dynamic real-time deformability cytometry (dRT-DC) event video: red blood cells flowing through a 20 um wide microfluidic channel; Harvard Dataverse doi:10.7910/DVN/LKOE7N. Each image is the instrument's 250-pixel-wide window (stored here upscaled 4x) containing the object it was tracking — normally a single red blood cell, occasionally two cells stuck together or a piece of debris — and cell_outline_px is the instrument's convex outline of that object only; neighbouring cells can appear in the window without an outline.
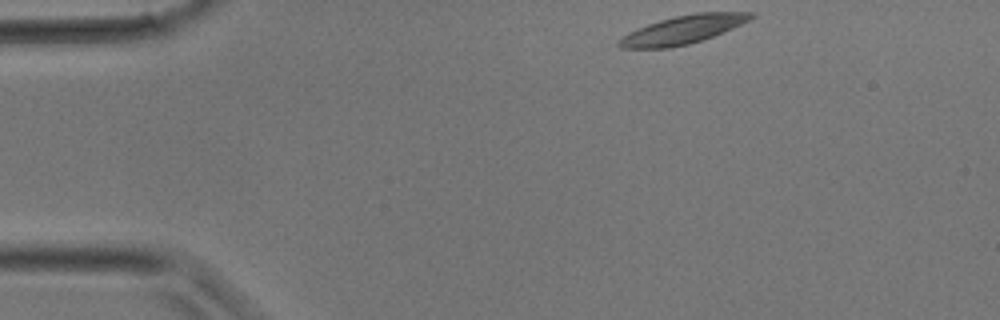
{"species": "common noctule bat (a hibernating species)", "species_latin": "Nyctalus noctula", "temperature_condition": "room temperature", "stored_images_in_passage": 28, "camera_frame_rate_fps": 3000, "um_per_image_px": 0.085, "animal": {"sex": "male", "body_mass_g": 17.9}, "frame": {"image": 1, "passage_image": 1, "time_ms": 0.0, "image_size_px": [1000, 320], "cell_outline_px": [[756, 16], [732, 28], [712, 36], [688, 44], [672, 48], [620, 48], [616, 44], [616, 40], [628, 32], [648, 24], [660, 20], [676, 16], [696, 12], [756, 12]], "centroid_in_image_um": [58.0, 2.52], "position_along_channel_um": 27.0, "area_um2": 21.68}}
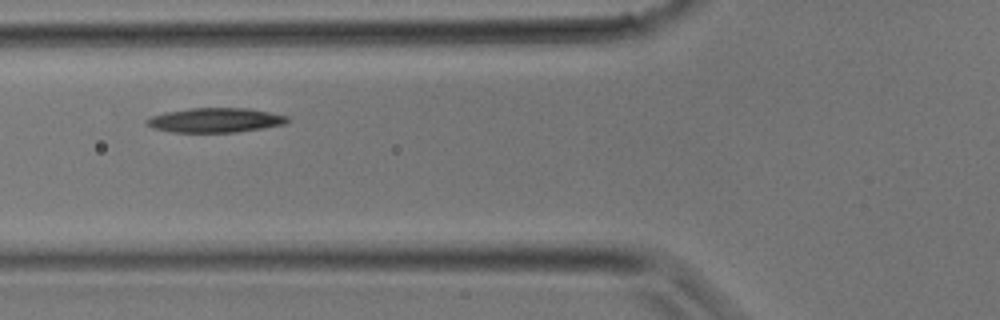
{"frame": {"image": 2, "passage_image": 8, "time_ms": 2.333, "image_size_px": [1000, 320], "cell_outline_px": [[288, 120], [284, 124], [264, 128], [236, 132], [172, 132], [152, 128], [144, 124], [144, 120], [152, 116], [168, 112], [192, 108], [244, 108], [268, 112], [288, 116]], "centroid_in_image_um": [18.26, 10.22], "position_along_channel_um": 107.5, "area_um2": 19.94}}
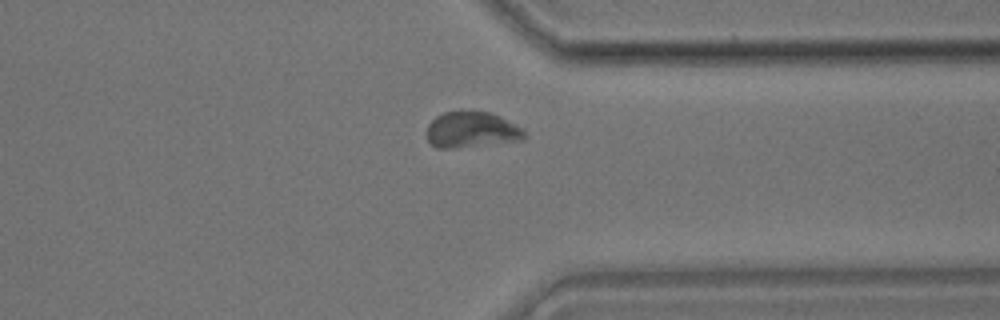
{"frame": {"image": 3, "passage_image": 21, "time_ms": 6.667, "image_size_px": [1000, 320], "cell_outline_px": [[528, 136], [524, 140], [456, 148], [436, 148], [428, 144], [424, 132], [428, 124], [436, 116], [444, 112], [492, 112], [500, 116], [520, 128]], "centroid_in_image_um": [40.02, 11.06], "position_along_channel_um": 371.4, "area_um2": 20.63}}